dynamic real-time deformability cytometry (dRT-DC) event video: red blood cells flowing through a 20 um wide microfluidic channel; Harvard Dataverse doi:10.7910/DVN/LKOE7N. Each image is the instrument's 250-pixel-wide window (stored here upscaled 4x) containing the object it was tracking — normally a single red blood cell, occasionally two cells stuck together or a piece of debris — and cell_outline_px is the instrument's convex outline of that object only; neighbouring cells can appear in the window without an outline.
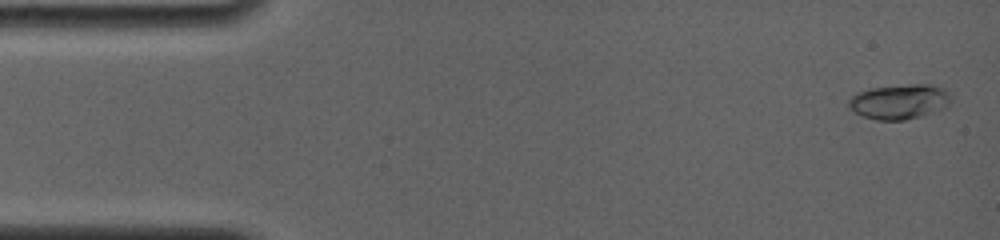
{"species": "common noctule bat (a hibernating species)", "species_latin": "Nyctalus noctula", "temperature_condition": "room temperature", "stored_images_in_passage": 43, "camera_frame_rate_fps": 4000, "um_per_image_px": 0.085, "animal": {"sex": "female", "body_mass_g": 19.0, "forearm_length_mm": 56.7}, "frame": {"image": 1, "passage_image": 1, "time_ms": 0.0, "image_size_px": [1000, 240], "cell_outline_px": [[948, 108], [924, 116], [904, 120], [876, 120], [864, 116], [856, 112], [848, 104], [848, 100], [856, 92], [868, 88], [908, 84], [932, 84], [940, 88], [948, 96]], "centroid_in_image_um": [76.43, 8.64], "position_along_channel_um": 8.6, "area_um2": 20.75}}
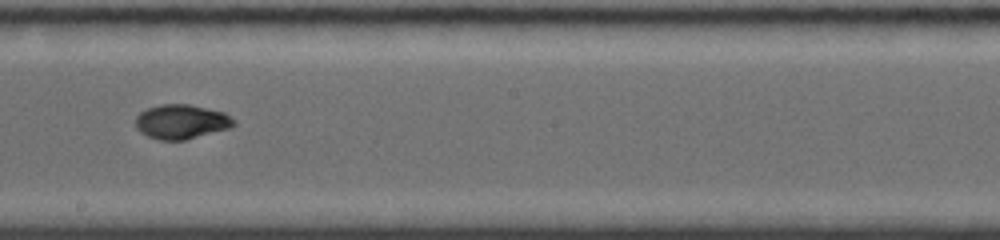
{"frame": {"image": 2, "passage_image": 24, "time_ms": 9.0, "image_size_px": [1000, 240], "cell_outline_px": [[236, 124], [228, 128], [184, 140], [160, 140], [148, 136], [140, 132], [136, 128], [136, 116], [140, 112], [148, 108], [160, 104], [188, 104], [224, 112], [236, 120]], "centroid_in_image_um": [15.4, 10.34], "position_along_channel_um": 232.8, "area_um2": 19.59}}
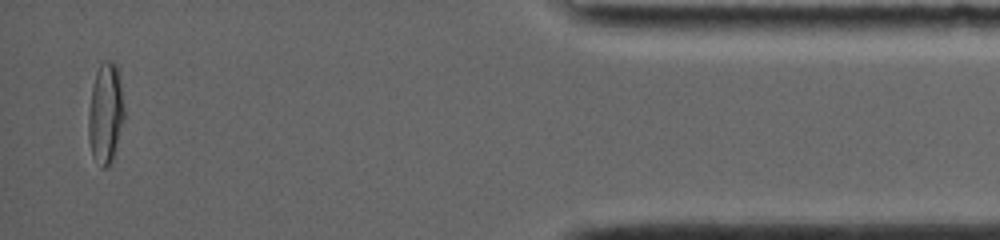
{"frame": {"image": 3, "passage_image": 41, "time_ms": 15.5, "image_size_px": [1000, 240], "cell_outline_px": [[124, 120], [112, 160], [104, 168], [100, 168], [92, 156], [88, 140], [88, 112], [92, 84], [96, 72], [100, 64], [104, 60], [112, 60], [116, 64], [120, 72], [124, 108]], "centroid_in_image_um": [8.97, 9.6], "position_along_channel_um": 426.2, "area_um2": 21.44}, "authors_computed_cell_mechanics": {"area_um2": 19.3052, "velocity_mm_per_s": 3.8079, "shape_relaxation_time_tau1_ms": 8.7876, "shape_relaxation_time_tau2_ms": 1.6747, "deformation_change_tau1": 0.2555, "deformation_change_tau2": 0.0414}}